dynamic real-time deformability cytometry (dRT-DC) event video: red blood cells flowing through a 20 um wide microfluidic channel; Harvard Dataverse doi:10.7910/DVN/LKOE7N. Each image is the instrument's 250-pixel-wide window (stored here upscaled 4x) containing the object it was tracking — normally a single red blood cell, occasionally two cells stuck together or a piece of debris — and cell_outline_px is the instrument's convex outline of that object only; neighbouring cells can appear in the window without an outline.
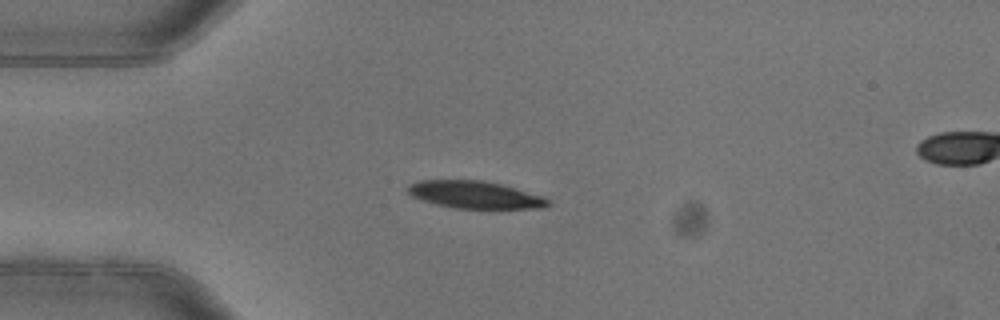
{"species": "common noctule bat (a hibernating species)", "species_latin": "Nyctalus noctula", "temperature_condition": "warm", "stored_images_in_passage": 3, "camera_frame_rate_fps": 3000, "um_per_image_px": 0.085, "animal": {"sex": "female"}, "frame": {"image": 1, "passage_image": 2, "time_ms": 0.333, "image_size_px": [1000, 320], "cell_outline_px": [[552, 204], [544, 208], [452, 208], [436, 204], [412, 196], [408, 192], [408, 184], [420, 180], [484, 180], [500, 184], [544, 196]], "centroid_in_image_um": [40.39, 16.55], "position_along_channel_um": 44.6, "area_um2": 22.25}}